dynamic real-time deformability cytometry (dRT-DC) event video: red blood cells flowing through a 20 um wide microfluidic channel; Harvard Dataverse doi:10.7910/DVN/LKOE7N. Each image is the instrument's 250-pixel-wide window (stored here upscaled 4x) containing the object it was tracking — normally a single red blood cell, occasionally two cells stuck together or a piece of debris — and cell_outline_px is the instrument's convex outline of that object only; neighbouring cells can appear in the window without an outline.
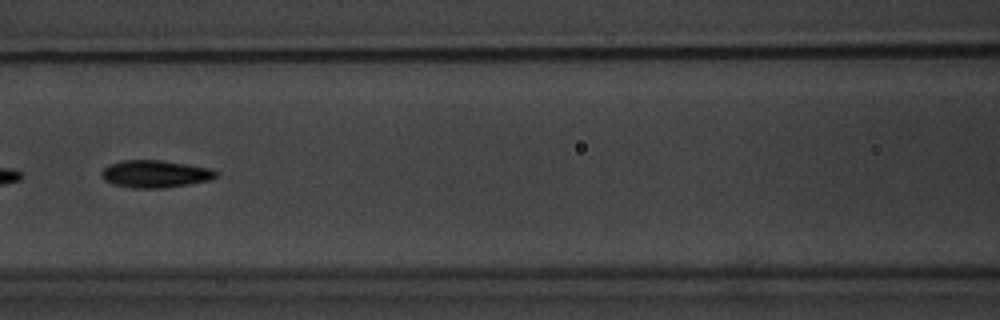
{"species": "common noctule bat (a hibernating species)", "species_latin": "Nyctalus noctula", "temperature_condition": "warm", "stored_images_in_passage": 10, "camera_frame_rate_fps": 3000, "um_per_image_px": 0.085, "animal": {"sex": "male", "body_mass_g": 20.1, "forearm_length_mm": 53.5}, "frame": {"image": 1, "passage_image": 6, "time_ms": 7.0, "image_size_px": [1000, 320], "cell_outline_px": [[220, 176], [212, 180], [164, 188], [132, 188], [112, 184], [104, 180], [100, 176], [100, 172], [104, 168], [112, 164], [124, 160], [164, 160], [212, 168], [220, 172]], "centroid_in_image_um": [13.26, 14.78], "position_along_channel_um": 153.3, "area_um2": 18.61}}
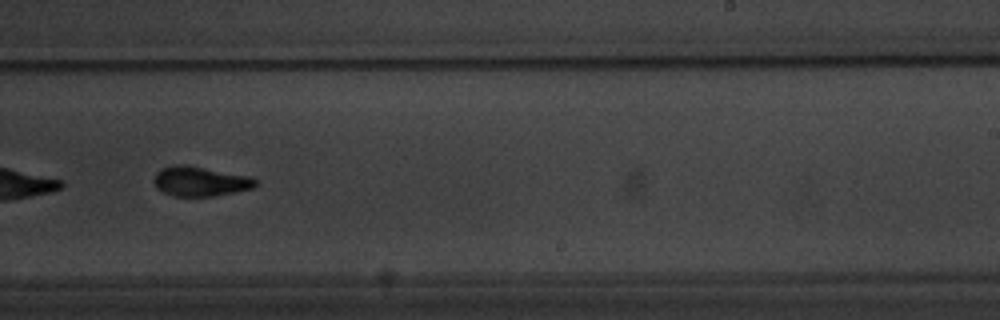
{"frame": {"image": 2, "passage_image": 9, "time_ms": 10.333, "image_size_px": [1000, 320], "cell_outline_px": [[256, 184], [252, 188], [212, 196], [172, 196], [156, 188], [152, 180], [156, 172], [160, 168], [172, 164], [184, 164], [248, 176], [256, 180]], "centroid_in_image_um": [16.92, 15.4], "position_along_channel_um": 272.1, "area_um2": 17.51}}
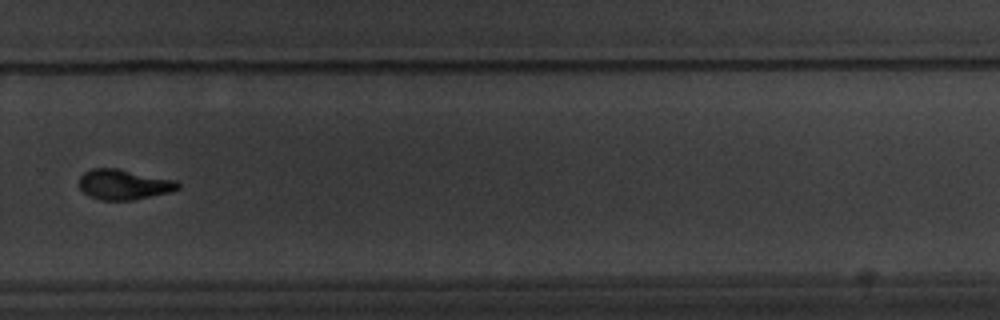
{"frame": {"image": 3, "passage_image": 10, "time_ms": 11.667, "image_size_px": [1000, 320], "cell_outline_px": [[180, 188], [172, 192], [132, 200], [100, 200], [88, 196], [80, 188], [80, 176], [84, 172], [92, 168], [116, 168], [176, 180], [180, 184]], "centroid_in_image_um": [10.54, 15.68], "position_along_channel_um": 319.3, "area_um2": 17.46}}